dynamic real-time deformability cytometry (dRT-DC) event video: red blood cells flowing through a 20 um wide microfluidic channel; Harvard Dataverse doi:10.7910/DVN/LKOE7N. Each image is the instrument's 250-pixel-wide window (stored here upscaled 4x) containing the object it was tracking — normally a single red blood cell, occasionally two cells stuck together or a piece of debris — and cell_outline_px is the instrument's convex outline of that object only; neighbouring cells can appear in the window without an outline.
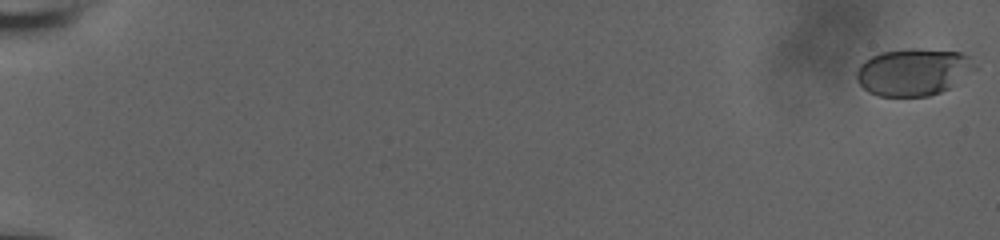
{"species": "human", "species_latin": "Homo sapiens", "temperature_condition": "room temperature", "stored_images_in_passage": 7, "camera_frame_rate_fps": 3000, "um_per_image_px": 0.085, "donor": {"sex": "male"}, "frame": {"image": 1, "passage_image": 1, "time_ms": 0.0, "image_size_px": [1000, 240], "cell_outline_px": [[980, 68], [948, 88], [940, 92], [928, 96], [880, 96], [868, 92], [856, 80], [856, 68], [864, 60], [880, 52], [912, 48], [960, 52], [968, 56]], "centroid_in_image_um": [77.64, 6.11], "position_along_channel_um": 7.4, "area_um2": 32.71}}